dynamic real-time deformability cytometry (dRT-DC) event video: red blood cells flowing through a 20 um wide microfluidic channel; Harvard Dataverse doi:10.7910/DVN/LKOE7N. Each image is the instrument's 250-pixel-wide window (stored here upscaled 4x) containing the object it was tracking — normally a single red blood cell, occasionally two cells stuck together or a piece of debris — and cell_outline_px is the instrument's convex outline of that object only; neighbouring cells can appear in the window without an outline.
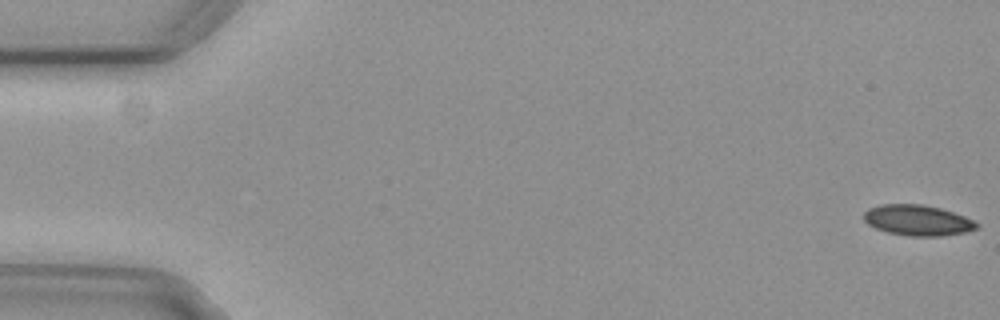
{"species": "common noctule bat (a hibernating species)", "species_latin": "Nyctalus noctula", "temperature_condition": "cold", "stored_images_in_passage": 56, "camera_frame_rate_fps": 3000, "um_per_image_px": 0.085, "animal": {"sex": "female", "body_mass_g": 29.2, "forearm_length_mm": 56.3}, "frame": {"image": 1, "passage_image": 1, "time_ms": 0.0, "image_size_px": [1000, 320], "cell_outline_px": [[980, 228], [964, 232], [940, 236], [908, 236], [888, 232], [876, 228], [868, 224], [864, 220], [864, 212], [868, 208], [880, 204], [920, 204], [940, 208], [964, 216], [980, 224]], "centroid_in_image_um": [77.99, 18.72], "position_along_channel_um": 7.0, "area_um2": 20.11}}
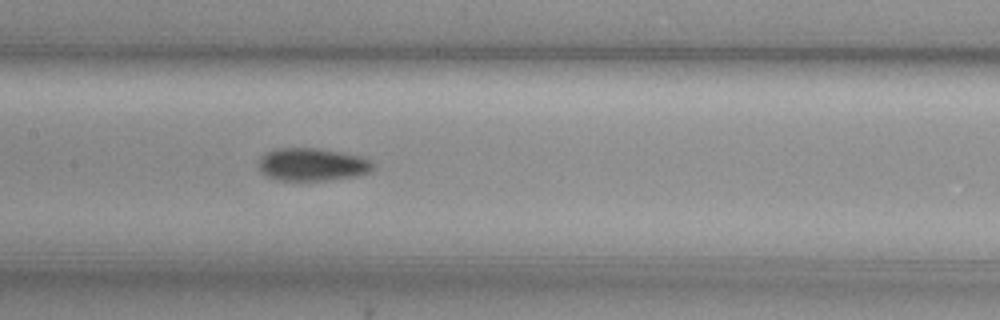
{"frame": {"image": 2, "passage_image": 27, "time_ms": 8.667, "image_size_px": [1000, 320], "cell_outline_px": [[372, 172], [356, 176], [328, 180], [276, 180], [260, 172], [256, 164], [260, 156], [276, 148], [316, 148], [340, 152], [360, 156], [368, 160], [372, 164]], "centroid_in_image_um": [26.48, 13.98], "position_along_channel_um": 180.9, "area_um2": 21.91}}
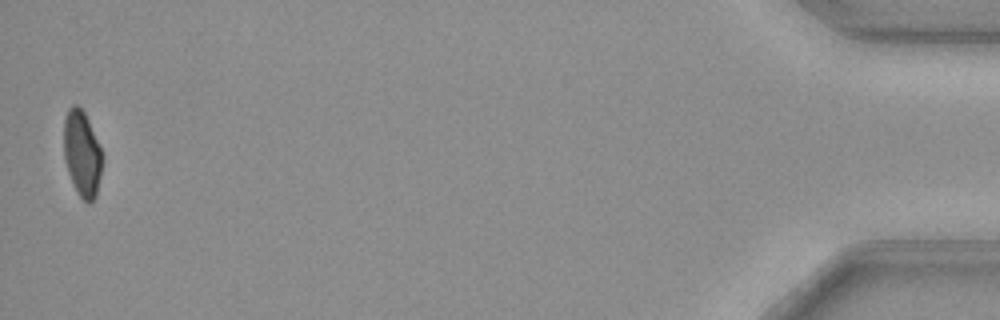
{"frame": {"image": 3, "passage_image": 55, "time_ms": 18.0, "image_size_px": [1000, 320], "cell_outline_px": [[104, 156], [96, 196], [88, 204], [76, 192], [68, 172], [64, 160], [64, 120], [68, 108], [72, 104], [76, 104], [84, 112], [88, 120]], "centroid_in_image_um": [6.97, 13.06], "position_along_channel_um": 428.2, "area_um2": 19.31}}